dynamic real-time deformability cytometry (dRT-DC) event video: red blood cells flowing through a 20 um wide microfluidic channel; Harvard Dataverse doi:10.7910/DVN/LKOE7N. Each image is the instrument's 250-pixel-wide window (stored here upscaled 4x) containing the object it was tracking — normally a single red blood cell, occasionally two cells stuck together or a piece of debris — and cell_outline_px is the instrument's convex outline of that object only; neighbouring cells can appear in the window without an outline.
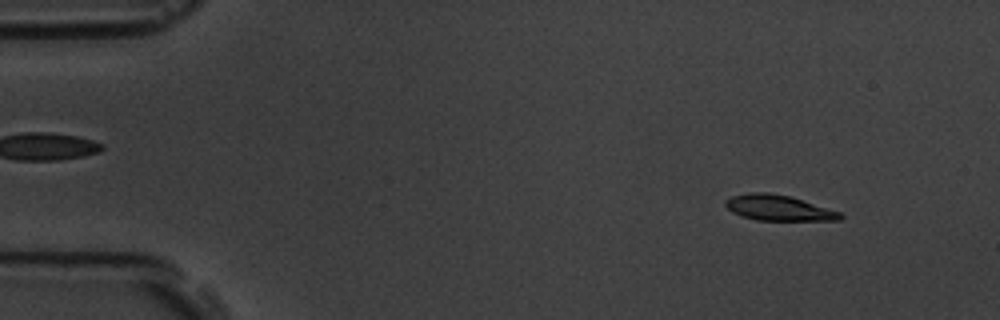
{"species": "common noctule bat (a hibernating species)", "species_latin": "Nyctalus noctula", "temperature_condition": "room temperature", "stored_images_in_passage": 55, "camera_frame_rate_fps": 3000, "um_per_image_px": 0.085, "animal": {"sex": "male", "body_mass_g": 19.5, "forearm_length_mm": 54.6}, "frame": {"image": 1, "passage_image": 5, "time_ms": 1.333, "image_size_px": [1000, 320], "cell_outline_px": [[844, 216], [840, 220], [756, 220], [732, 212], [724, 204], [724, 200], [732, 196], [748, 192], [768, 192], [788, 196], [840, 212]], "centroid_in_image_um": [66.13, 17.66], "position_along_channel_um": 18.9, "area_um2": 16.82}}
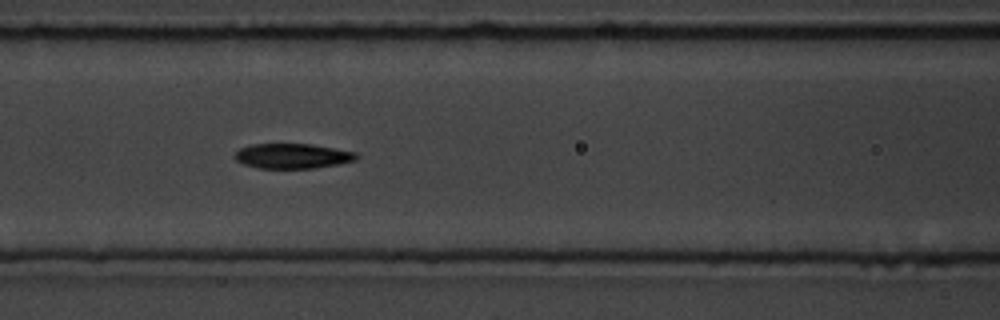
{"frame": {"image": 2, "passage_image": 23, "time_ms": 7.333, "image_size_px": [1000, 320], "cell_outline_px": [[360, 156], [356, 160], [316, 168], [260, 168], [244, 164], [236, 160], [236, 152], [240, 148], [252, 144], [312, 144], [356, 152]], "centroid_in_image_um": [24.89, 13.25], "position_along_channel_um": 141.7, "area_um2": 17.57}}
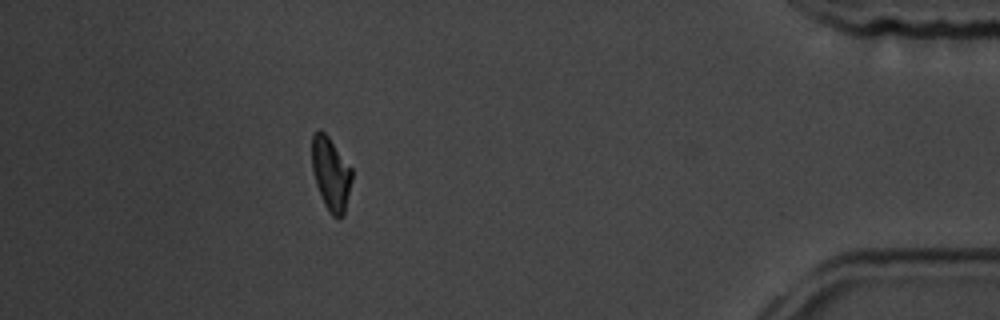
{"frame": {"image": 3, "passage_image": 49, "time_ms": 16.0, "image_size_px": [1000, 320], "cell_outline_px": [[352, 180], [344, 216], [336, 220], [328, 212], [324, 204], [316, 184], [312, 168], [312, 136], [320, 128], [328, 136], [352, 168]], "centroid_in_image_um": [28.13, 14.81], "position_along_channel_um": 407.1, "area_um2": 17.22}, "authors_computed_cell_mechanics": {"area_um2": 17.629, "velocity_mm_per_s": 3.6595, "shape_relaxation_time_tau1_ms": 3.5863, "shape_relaxation_time_tau2_ms": 7.0343, "deformation_change_tau1": 0.1366, "deformation_change_tau2": 0.1111}}